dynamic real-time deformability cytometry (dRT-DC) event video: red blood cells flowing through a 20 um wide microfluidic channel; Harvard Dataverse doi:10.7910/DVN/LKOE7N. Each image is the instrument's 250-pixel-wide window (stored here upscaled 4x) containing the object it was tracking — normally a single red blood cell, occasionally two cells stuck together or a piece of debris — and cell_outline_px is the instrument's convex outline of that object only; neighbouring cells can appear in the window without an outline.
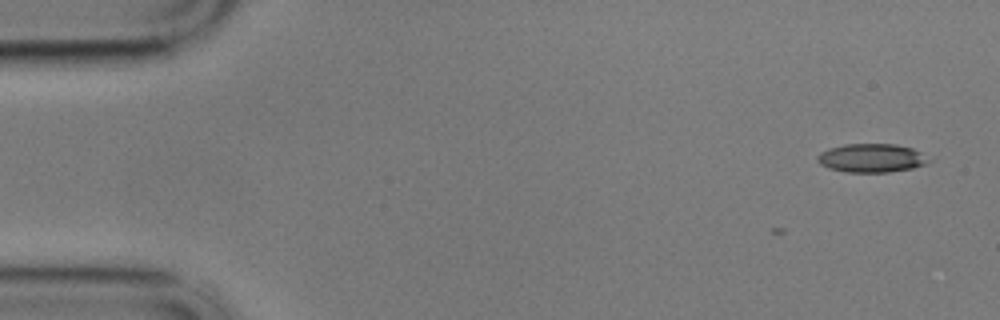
{"species": "common noctule bat (a hibernating species)", "species_latin": "Nyctalus noctula", "temperature_condition": "cold", "stored_images_in_passage": 7, "camera_frame_rate_fps": 3000, "um_per_image_px": 0.085, "animal": {"sex": "male", "body_mass_g": 17.9}, "frame": {"image": 1, "passage_image": 1, "time_ms": 0.0, "image_size_px": [1000, 320], "cell_outline_px": [[928, 160], [924, 164], [912, 168], [888, 172], [848, 172], [828, 168], [820, 164], [816, 160], [816, 156], [820, 152], [828, 148], [844, 144], [896, 144], [912, 148], [920, 152]], "centroid_in_image_um": [74.0, 13.42], "position_along_channel_um": 11.0, "area_um2": 18.44}}